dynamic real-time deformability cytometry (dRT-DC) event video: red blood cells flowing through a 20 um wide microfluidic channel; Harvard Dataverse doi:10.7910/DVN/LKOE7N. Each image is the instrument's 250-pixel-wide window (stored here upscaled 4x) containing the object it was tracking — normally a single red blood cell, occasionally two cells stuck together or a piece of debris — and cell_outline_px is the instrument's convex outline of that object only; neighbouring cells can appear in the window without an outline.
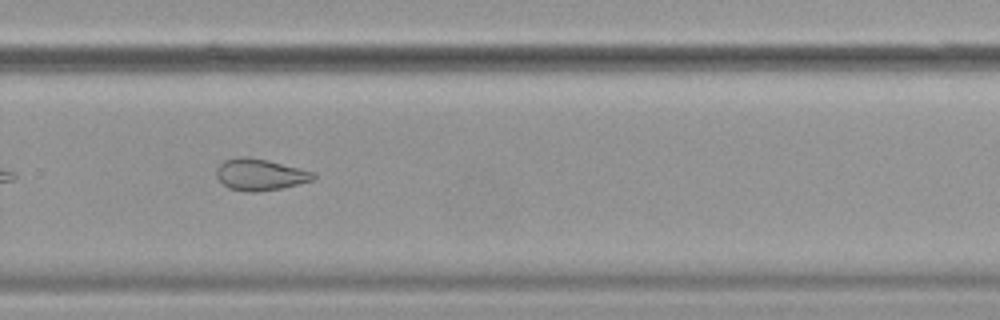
{"species": "common noctule bat (a hibernating species)", "species_latin": "Nyctalus noctula", "temperature_condition": "cold", "stored_images_in_passage": 40, "camera_frame_rate_fps": 3000, "um_per_image_px": 0.085, "animal": {"sex": "female", "body_mass_g": 19.9}, "frame": {"image": 1, "passage_image": 23, "time_ms": 7.333, "image_size_px": [1000, 320], "cell_outline_px": [[316, 176], [312, 180], [284, 188], [256, 192], [244, 192], [228, 188], [216, 176], [216, 168], [224, 160], [236, 156], [244, 156], [268, 160], [316, 172]], "centroid_in_image_um": [22.1, 14.84], "position_along_channel_um": 307.7, "area_um2": 18.03}, "authors_computed_cell_mechanics": {"area_um2": 18.4093, "velocity_mm_per_s": 3.6135, "shape_relaxation_time_tau1_ms": null, "shape_relaxation_time_tau2_ms": 3.2329, "deformation_change_tau1": null, "deformation_change_tau2": 0.0905}}